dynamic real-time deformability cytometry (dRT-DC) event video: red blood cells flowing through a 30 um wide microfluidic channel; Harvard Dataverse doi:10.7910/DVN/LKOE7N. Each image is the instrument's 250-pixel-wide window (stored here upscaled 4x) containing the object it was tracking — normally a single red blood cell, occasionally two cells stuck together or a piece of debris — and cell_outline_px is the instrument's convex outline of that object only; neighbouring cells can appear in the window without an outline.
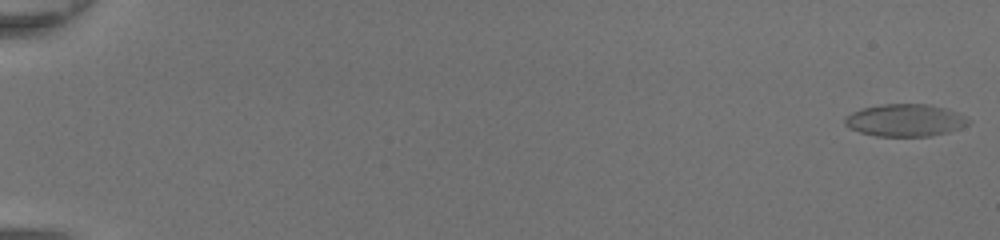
{"species": "common noctule bat (a hibernating species)", "species_latin": "Nyctalus noctula", "temperature_condition": "room temperature", "stored_images_in_passage": 50, "camera_frame_rate_fps": 3000, "um_per_image_px": 0.085, "animal": {"sex": "female", "body_mass_g": 20.0, "forearm_length_mm": 54.0}, "frame": {"image": 1, "passage_image": 1, "time_ms": 0.0, "image_size_px": [1000, 240], "cell_outline_px": [[972, 120], [968, 124], [960, 128], [948, 132], [932, 136], [876, 136], [860, 132], [848, 128], [844, 124], [844, 116], [860, 108], [884, 104], [928, 104], [944, 108], [956, 112]], "centroid_in_image_um": [76.91, 10.22], "position_along_channel_um": 8.1, "area_um2": 23.41}}
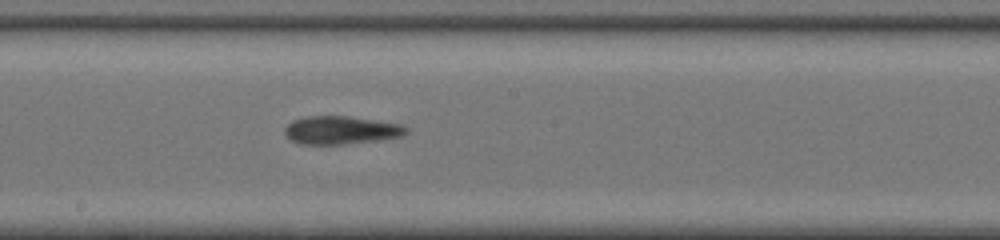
{"frame": {"image": 2, "passage_image": 30, "time_ms": 9.667, "image_size_px": [1000, 240], "cell_outline_px": [[408, 132], [404, 136], [376, 140], [344, 144], [300, 144], [292, 140], [284, 132], [284, 128], [292, 120], [304, 116], [348, 116], [400, 124], [408, 128]], "centroid_in_image_um": [28.97, 11.06], "position_along_channel_um": 219.2, "area_um2": 19.83}}
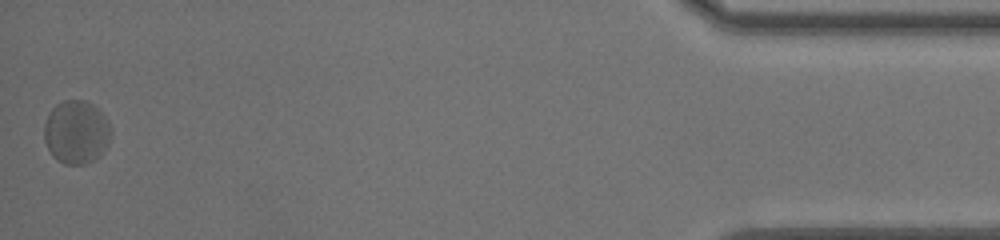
{"frame": {"image": 3, "passage_image": 50, "time_ms": 16.333, "image_size_px": [1000, 240], "cell_outline_px": [[112, 136], [104, 152], [100, 156], [84, 164], [64, 164], [56, 160], [52, 156], [44, 140], [44, 124], [48, 112], [56, 104], [64, 100], [84, 100], [92, 104], [108, 120], [112, 128]], "centroid_in_image_um": [6.49, 11.23], "position_along_channel_um": 428.7, "area_um2": 25.03}, "authors_computed_cell_mechanics": {"area_um2": 21.3571, "velocity_mm_per_s": 4.3271, "shape_relaxation_time_tau1_ms": 1.862, "shape_relaxation_time_tau2_ms": 1.9486, "deformation_change_tau1": 0.0756, "deformation_change_tau2": 0.0951}}